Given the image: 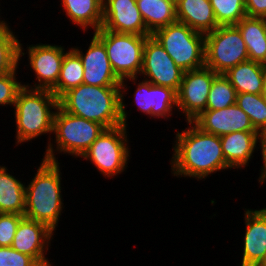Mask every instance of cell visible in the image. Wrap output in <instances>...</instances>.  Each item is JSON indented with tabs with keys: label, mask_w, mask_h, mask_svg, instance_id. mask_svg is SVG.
<instances>
[{
	"label": "cell",
	"mask_w": 266,
	"mask_h": 266,
	"mask_svg": "<svg viewBox=\"0 0 266 266\" xmlns=\"http://www.w3.org/2000/svg\"><path fill=\"white\" fill-rule=\"evenodd\" d=\"M177 131L170 160L171 173L177 178L181 176L206 179L217 171L230 170L222 152L220 136L203 132L193 122Z\"/></svg>",
	"instance_id": "1"
},
{
	"label": "cell",
	"mask_w": 266,
	"mask_h": 266,
	"mask_svg": "<svg viewBox=\"0 0 266 266\" xmlns=\"http://www.w3.org/2000/svg\"><path fill=\"white\" fill-rule=\"evenodd\" d=\"M59 165V162L42 159L36 174L25 185L24 217L44 223L54 232L64 209Z\"/></svg>",
	"instance_id": "2"
},
{
	"label": "cell",
	"mask_w": 266,
	"mask_h": 266,
	"mask_svg": "<svg viewBox=\"0 0 266 266\" xmlns=\"http://www.w3.org/2000/svg\"><path fill=\"white\" fill-rule=\"evenodd\" d=\"M58 100L65 112L97 122L106 129L123 124L120 86L80 84L65 92Z\"/></svg>",
	"instance_id": "3"
},
{
	"label": "cell",
	"mask_w": 266,
	"mask_h": 266,
	"mask_svg": "<svg viewBox=\"0 0 266 266\" xmlns=\"http://www.w3.org/2000/svg\"><path fill=\"white\" fill-rule=\"evenodd\" d=\"M59 107L58 98L47 89H31L23 86L17 93L14 102V120L16 143L29 142L42 135L48 136L51 142L54 116ZM50 137V138H49Z\"/></svg>",
	"instance_id": "4"
},
{
	"label": "cell",
	"mask_w": 266,
	"mask_h": 266,
	"mask_svg": "<svg viewBox=\"0 0 266 266\" xmlns=\"http://www.w3.org/2000/svg\"><path fill=\"white\" fill-rule=\"evenodd\" d=\"M105 129L103 125L65 112L59 106L54 116L55 138L46 146L42 159L58 162L57 153L81 157Z\"/></svg>",
	"instance_id": "5"
},
{
	"label": "cell",
	"mask_w": 266,
	"mask_h": 266,
	"mask_svg": "<svg viewBox=\"0 0 266 266\" xmlns=\"http://www.w3.org/2000/svg\"><path fill=\"white\" fill-rule=\"evenodd\" d=\"M152 36L183 71L205 66V34L176 21L155 31Z\"/></svg>",
	"instance_id": "6"
},
{
	"label": "cell",
	"mask_w": 266,
	"mask_h": 266,
	"mask_svg": "<svg viewBox=\"0 0 266 266\" xmlns=\"http://www.w3.org/2000/svg\"><path fill=\"white\" fill-rule=\"evenodd\" d=\"M127 128L122 124L105 129L80 158L90 161L99 174L106 178L112 179L126 172L131 157Z\"/></svg>",
	"instance_id": "7"
},
{
	"label": "cell",
	"mask_w": 266,
	"mask_h": 266,
	"mask_svg": "<svg viewBox=\"0 0 266 266\" xmlns=\"http://www.w3.org/2000/svg\"><path fill=\"white\" fill-rule=\"evenodd\" d=\"M92 34L104 44L111 67L120 80L139 77L144 45L150 35L116 33L102 27Z\"/></svg>",
	"instance_id": "8"
},
{
	"label": "cell",
	"mask_w": 266,
	"mask_h": 266,
	"mask_svg": "<svg viewBox=\"0 0 266 266\" xmlns=\"http://www.w3.org/2000/svg\"><path fill=\"white\" fill-rule=\"evenodd\" d=\"M249 60L245 41L236 25L218 26L205 34V67L216 74Z\"/></svg>",
	"instance_id": "9"
},
{
	"label": "cell",
	"mask_w": 266,
	"mask_h": 266,
	"mask_svg": "<svg viewBox=\"0 0 266 266\" xmlns=\"http://www.w3.org/2000/svg\"><path fill=\"white\" fill-rule=\"evenodd\" d=\"M138 81V77H131L121 80L120 89H121V118L122 123L128 127V113L126 109L125 97L127 96V82H132L136 86L134 92V105L137 106L138 111L144 113V116L150 118H161L167 119L178 111L177 107V92L169 87H163L159 85H154L149 81L142 79ZM137 81L139 83H137ZM126 82V83H125ZM126 84V85H125ZM126 94V95H125ZM173 110L175 112H173Z\"/></svg>",
	"instance_id": "10"
},
{
	"label": "cell",
	"mask_w": 266,
	"mask_h": 266,
	"mask_svg": "<svg viewBox=\"0 0 266 266\" xmlns=\"http://www.w3.org/2000/svg\"><path fill=\"white\" fill-rule=\"evenodd\" d=\"M22 45L19 43V59L27 54L28 66L35 73L37 81L33 86L29 83H24L23 86L31 89L51 90L57 84L64 55L69 50L66 51L65 46L56 44H31L26 47L27 50Z\"/></svg>",
	"instance_id": "11"
},
{
	"label": "cell",
	"mask_w": 266,
	"mask_h": 266,
	"mask_svg": "<svg viewBox=\"0 0 266 266\" xmlns=\"http://www.w3.org/2000/svg\"><path fill=\"white\" fill-rule=\"evenodd\" d=\"M184 72L152 35L146 38L140 77L178 92Z\"/></svg>",
	"instance_id": "12"
},
{
	"label": "cell",
	"mask_w": 266,
	"mask_h": 266,
	"mask_svg": "<svg viewBox=\"0 0 266 266\" xmlns=\"http://www.w3.org/2000/svg\"><path fill=\"white\" fill-rule=\"evenodd\" d=\"M217 75L205 66L184 72L177 92V107L179 114L185 116V122H192L206 110L210 87Z\"/></svg>",
	"instance_id": "13"
},
{
	"label": "cell",
	"mask_w": 266,
	"mask_h": 266,
	"mask_svg": "<svg viewBox=\"0 0 266 266\" xmlns=\"http://www.w3.org/2000/svg\"><path fill=\"white\" fill-rule=\"evenodd\" d=\"M90 37L92 38L85 52L81 51V47H71L80 57L84 67L83 84L120 86L121 80L116 76L111 67L104 44L94 34Z\"/></svg>",
	"instance_id": "14"
},
{
	"label": "cell",
	"mask_w": 266,
	"mask_h": 266,
	"mask_svg": "<svg viewBox=\"0 0 266 266\" xmlns=\"http://www.w3.org/2000/svg\"><path fill=\"white\" fill-rule=\"evenodd\" d=\"M102 28L116 33L151 35L136 0H103Z\"/></svg>",
	"instance_id": "15"
},
{
	"label": "cell",
	"mask_w": 266,
	"mask_h": 266,
	"mask_svg": "<svg viewBox=\"0 0 266 266\" xmlns=\"http://www.w3.org/2000/svg\"><path fill=\"white\" fill-rule=\"evenodd\" d=\"M203 132L223 136L233 132H257L248 115L235 103L219 110H204L192 121Z\"/></svg>",
	"instance_id": "16"
},
{
	"label": "cell",
	"mask_w": 266,
	"mask_h": 266,
	"mask_svg": "<svg viewBox=\"0 0 266 266\" xmlns=\"http://www.w3.org/2000/svg\"><path fill=\"white\" fill-rule=\"evenodd\" d=\"M54 235V231L44 223L24 217L18 225L11 247L33 257L38 263H44L49 261L45 256Z\"/></svg>",
	"instance_id": "17"
},
{
	"label": "cell",
	"mask_w": 266,
	"mask_h": 266,
	"mask_svg": "<svg viewBox=\"0 0 266 266\" xmlns=\"http://www.w3.org/2000/svg\"><path fill=\"white\" fill-rule=\"evenodd\" d=\"M245 233L241 266H258L266 254V207L244 211Z\"/></svg>",
	"instance_id": "18"
},
{
	"label": "cell",
	"mask_w": 266,
	"mask_h": 266,
	"mask_svg": "<svg viewBox=\"0 0 266 266\" xmlns=\"http://www.w3.org/2000/svg\"><path fill=\"white\" fill-rule=\"evenodd\" d=\"M220 140L225 162L231 170L248 166L255 150L259 149V132H233L221 136Z\"/></svg>",
	"instance_id": "19"
},
{
	"label": "cell",
	"mask_w": 266,
	"mask_h": 266,
	"mask_svg": "<svg viewBox=\"0 0 266 266\" xmlns=\"http://www.w3.org/2000/svg\"><path fill=\"white\" fill-rule=\"evenodd\" d=\"M176 18L191 29L206 34L219 25L209 0H175Z\"/></svg>",
	"instance_id": "20"
},
{
	"label": "cell",
	"mask_w": 266,
	"mask_h": 266,
	"mask_svg": "<svg viewBox=\"0 0 266 266\" xmlns=\"http://www.w3.org/2000/svg\"><path fill=\"white\" fill-rule=\"evenodd\" d=\"M61 4L69 21L83 32L88 28L95 32L102 27L103 0H61Z\"/></svg>",
	"instance_id": "21"
},
{
	"label": "cell",
	"mask_w": 266,
	"mask_h": 266,
	"mask_svg": "<svg viewBox=\"0 0 266 266\" xmlns=\"http://www.w3.org/2000/svg\"><path fill=\"white\" fill-rule=\"evenodd\" d=\"M265 67L261 63L247 60L230 68L224 75L237 93L262 94Z\"/></svg>",
	"instance_id": "22"
},
{
	"label": "cell",
	"mask_w": 266,
	"mask_h": 266,
	"mask_svg": "<svg viewBox=\"0 0 266 266\" xmlns=\"http://www.w3.org/2000/svg\"><path fill=\"white\" fill-rule=\"evenodd\" d=\"M249 60L266 65V18L243 17L237 24Z\"/></svg>",
	"instance_id": "23"
},
{
	"label": "cell",
	"mask_w": 266,
	"mask_h": 266,
	"mask_svg": "<svg viewBox=\"0 0 266 266\" xmlns=\"http://www.w3.org/2000/svg\"><path fill=\"white\" fill-rule=\"evenodd\" d=\"M8 171L0 165V213L24 215L26 184Z\"/></svg>",
	"instance_id": "24"
},
{
	"label": "cell",
	"mask_w": 266,
	"mask_h": 266,
	"mask_svg": "<svg viewBox=\"0 0 266 266\" xmlns=\"http://www.w3.org/2000/svg\"><path fill=\"white\" fill-rule=\"evenodd\" d=\"M136 4L151 35L177 21L175 0H136Z\"/></svg>",
	"instance_id": "25"
},
{
	"label": "cell",
	"mask_w": 266,
	"mask_h": 266,
	"mask_svg": "<svg viewBox=\"0 0 266 266\" xmlns=\"http://www.w3.org/2000/svg\"><path fill=\"white\" fill-rule=\"evenodd\" d=\"M83 72L80 57L70 48L64 55L57 84L50 91L59 99L68 90L83 84Z\"/></svg>",
	"instance_id": "26"
},
{
	"label": "cell",
	"mask_w": 266,
	"mask_h": 266,
	"mask_svg": "<svg viewBox=\"0 0 266 266\" xmlns=\"http://www.w3.org/2000/svg\"><path fill=\"white\" fill-rule=\"evenodd\" d=\"M236 104L248 115L257 132L266 130V98L262 94L237 93Z\"/></svg>",
	"instance_id": "27"
},
{
	"label": "cell",
	"mask_w": 266,
	"mask_h": 266,
	"mask_svg": "<svg viewBox=\"0 0 266 266\" xmlns=\"http://www.w3.org/2000/svg\"><path fill=\"white\" fill-rule=\"evenodd\" d=\"M8 25L0 32V75L19 68V43L21 42Z\"/></svg>",
	"instance_id": "28"
},
{
	"label": "cell",
	"mask_w": 266,
	"mask_h": 266,
	"mask_svg": "<svg viewBox=\"0 0 266 266\" xmlns=\"http://www.w3.org/2000/svg\"><path fill=\"white\" fill-rule=\"evenodd\" d=\"M237 92L224 74H218L210 87L206 110H219L236 103Z\"/></svg>",
	"instance_id": "29"
},
{
	"label": "cell",
	"mask_w": 266,
	"mask_h": 266,
	"mask_svg": "<svg viewBox=\"0 0 266 266\" xmlns=\"http://www.w3.org/2000/svg\"><path fill=\"white\" fill-rule=\"evenodd\" d=\"M219 26L236 25L247 16L244 0H209Z\"/></svg>",
	"instance_id": "30"
},
{
	"label": "cell",
	"mask_w": 266,
	"mask_h": 266,
	"mask_svg": "<svg viewBox=\"0 0 266 266\" xmlns=\"http://www.w3.org/2000/svg\"><path fill=\"white\" fill-rule=\"evenodd\" d=\"M18 70L0 75V106H14L18 91L23 87L16 77Z\"/></svg>",
	"instance_id": "31"
},
{
	"label": "cell",
	"mask_w": 266,
	"mask_h": 266,
	"mask_svg": "<svg viewBox=\"0 0 266 266\" xmlns=\"http://www.w3.org/2000/svg\"><path fill=\"white\" fill-rule=\"evenodd\" d=\"M24 218L21 214L0 213V247H11L14 235L20 221Z\"/></svg>",
	"instance_id": "32"
},
{
	"label": "cell",
	"mask_w": 266,
	"mask_h": 266,
	"mask_svg": "<svg viewBox=\"0 0 266 266\" xmlns=\"http://www.w3.org/2000/svg\"><path fill=\"white\" fill-rule=\"evenodd\" d=\"M37 264L33 257L22 254L12 247H0V266H36Z\"/></svg>",
	"instance_id": "33"
},
{
	"label": "cell",
	"mask_w": 266,
	"mask_h": 266,
	"mask_svg": "<svg viewBox=\"0 0 266 266\" xmlns=\"http://www.w3.org/2000/svg\"><path fill=\"white\" fill-rule=\"evenodd\" d=\"M245 11L249 17L266 18V0H247Z\"/></svg>",
	"instance_id": "34"
},
{
	"label": "cell",
	"mask_w": 266,
	"mask_h": 266,
	"mask_svg": "<svg viewBox=\"0 0 266 266\" xmlns=\"http://www.w3.org/2000/svg\"><path fill=\"white\" fill-rule=\"evenodd\" d=\"M259 149L261 150V154H262V163L263 165L261 166L260 171V175L259 178L260 179L265 173H266V130H263L262 132L259 133Z\"/></svg>",
	"instance_id": "35"
},
{
	"label": "cell",
	"mask_w": 266,
	"mask_h": 266,
	"mask_svg": "<svg viewBox=\"0 0 266 266\" xmlns=\"http://www.w3.org/2000/svg\"><path fill=\"white\" fill-rule=\"evenodd\" d=\"M1 5V4H0ZM1 11V9H0ZM1 18V15H0ZM9 24L7 23V21L2 20V18L0 19V32H2Z\"/></svg>",
	"instance_id": "36"
},
{
	"label": "cell",
	"mask_w": 266,
	"mask_h": 266,
	"mask_svg": "<svg viewBox=\"0 0 266 266\" xmlns=\"http://www.w3.org/2000/svg\"><path fill=\"white\" fill-rule=\"evenodd\" d=\"M262 95L266 98V67H265V73H264V81H263Z\"/></svg>",
	"instance_id": "37"
},
{
	"label": "cell",
	"mask_w": 266,
	"mask_h": 266,
	"mask_svg": "<svg viewBox=\"0 0 266 266\" xmlns=\"http://www.w3.org/2000/svg\"><path fill=\"white\" fill-rule=\"evenodd\" d=\"M257 180H258V183L263 185L266 182V173L260 179H257Z\"/></svg>",
	"instance_id": "38"
},
{
	"label": "cell",
	"mask_w": 266,
	"mask_h": 266,
	"mask_svg": "<svg viewBox=\"0 0 266 266\" xmlns=\"http://www.w3.org/2000/svg\"><path fill=\"white\" fill-rule=\"evenodd\" d=\"M36 266H53L52 262L50 261L44 262V263H38Z\"/></svg>",
	"instance_id": "39"
},
{
	"label": "cell",
	"mask_w": 266,
	"mask_h": 266,
	"mask_svg": "<svg viewBox=\"0 0 266 266\" xmlns=\"http://www.w3.org/2000/svg\"><path fill=\"white\" fill-rule=\"evenodd\" d=\"M258 266H266V254Z\"/></svg>",
	"instance_id": "40"
}]
</instances>
